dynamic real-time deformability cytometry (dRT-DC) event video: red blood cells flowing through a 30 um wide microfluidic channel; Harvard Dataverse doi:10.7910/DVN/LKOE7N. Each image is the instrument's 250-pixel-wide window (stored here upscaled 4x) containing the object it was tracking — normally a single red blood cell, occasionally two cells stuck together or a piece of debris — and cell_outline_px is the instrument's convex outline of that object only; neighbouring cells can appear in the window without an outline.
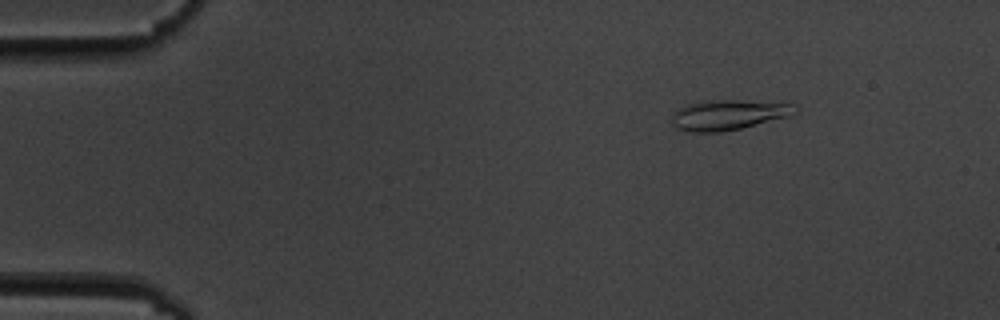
{"species": "common noctule bat (a hibernating species)", "species_latin": "Nyctalus noctula", "temperature_condition": "cold", "stored_images_in_passage": 9, "camera_frame_rate_fps": 3000, "um_per_image_px": 0.085, "animal": {"sex": "male", "body_mass_g": 19.5, "forearm_length_mm": 54.6}, "frame": {"image": 1, "passage_image": 3, "time_ms": 2.333, "image_size_px": [1000, 320], "cell_outline_px": [[800, 108], [796, 112], [788, 116], [740, 128], [720, 132], [692, 132], [676, 128], [672, 124], [672, 112], [688, 104], [704, 100], [788, 100], [796, 104]], "centroid_in_image_um": [62.02, 9.71], "position_along_channel_um": 23.0, "area_um2": 22.31}}
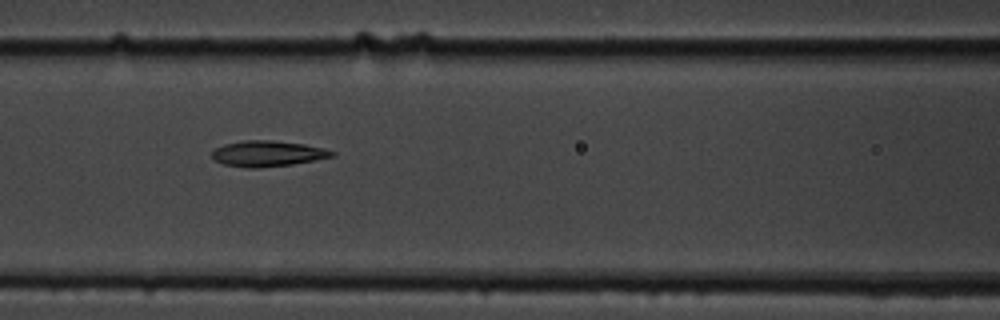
{"frame": {"image": 2, "passage_image": 8, "time_ms": 8.0, "image_size_px": [1000, 320], "cell_outline_px": [[336, 156], [292, 164], [256, 168], [244, 168], [224, 164], [212, 160], [212, 152], [216, 148], [224, 144], [244, 140], [272, 140], [304, 144], [324, 148], [336, 152]], "centroid_in_image_um": [22.74, 13.06], "position_along_channel_um": 143.9, "area_um2": 18.09}}
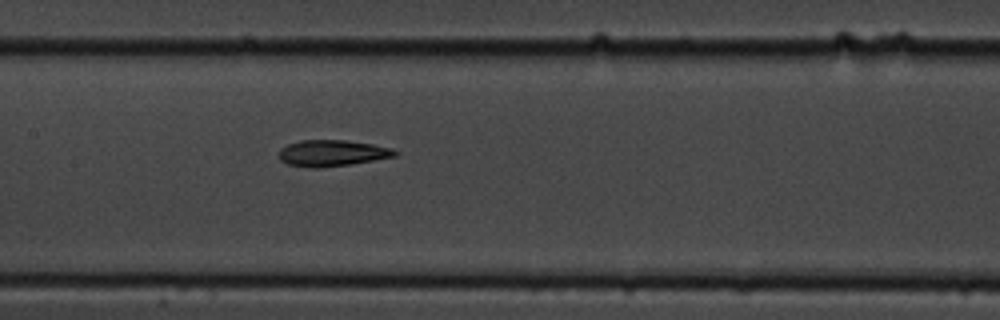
{"frame": {"image": 3, "passage_image": 9, "time_ms": 9.0, "image_size_px": [1000, 320], "cell_outline_px": [[400, 152], [396, 156], [352, 164], [320, 168], [308, 168], [288, 164], [280, 160], [280, 148], [288, 144], [300, 140], [344, 140], [372, 144], [392, 148]], "centroid_in_image_um": [28.24, 13.02], "position_along_channel_um": 179.2, "area_um2": 17.86}}